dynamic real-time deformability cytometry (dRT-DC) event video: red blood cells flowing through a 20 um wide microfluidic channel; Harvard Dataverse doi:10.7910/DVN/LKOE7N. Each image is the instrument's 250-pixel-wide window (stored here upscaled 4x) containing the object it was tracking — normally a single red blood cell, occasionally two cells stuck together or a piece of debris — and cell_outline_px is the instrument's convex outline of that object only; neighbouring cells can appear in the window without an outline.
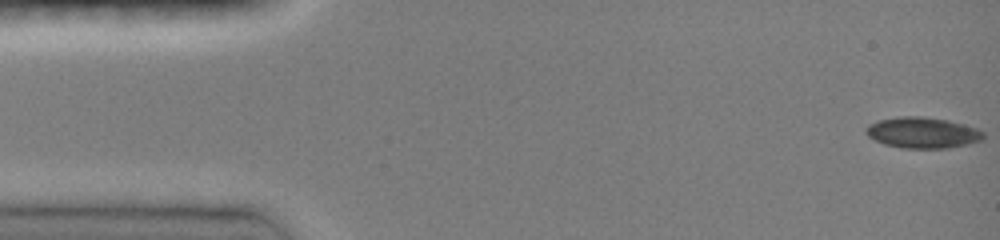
{"species": "common noctule bat (a hibernating species)", "species_latin": "Nyctalus noctula", "temperature_condition": "room temperature", "stored_images_in_passage": 46, "camera_frame_rate_fps": 3000, "um_per_image_px": 0.085, "animal": {"sex": "female", "body_mass_g": 19.0, "forearm_length_mm": 51.5}, "frame": {"image": 1, "passage_image": 1, "time_ms": 0.0, "image_size_px": [1000, 240], "cell_outline_px": [[984, 140], [968, 144], [948, 148], [900, 148], [884, 144], [868, 136], [864, 132], [864, 128], [868, 124], [876, 120], [900, 116], [920, 116], [948, 120], [964, 124], [976, 128], [984, 132]], "centroid_in_image_um": [78.4, 11.27], "position_along_channel_um": 6.6, "area_um2": 21.44}}
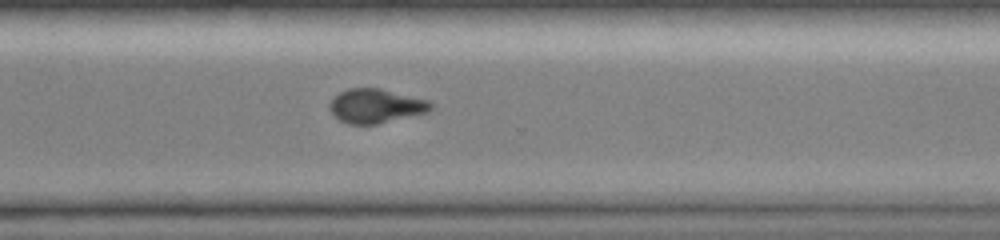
{"frame": {"image": 2, "passage_image": 34, "time_ms": 11.0, "image_size_px": [1000, 240], "cell_outline_px": [[436, 104], [428, 112], [376, 124], [348, 124], [340, 120], [328, 108], [328, 104], [340, 92], [348, 88], [380, 88], [428, 100]], "centroid_in_image_um": [31.96, 9.0], "position_along_channel_um": 338.6, "area_um2": 20.06}}
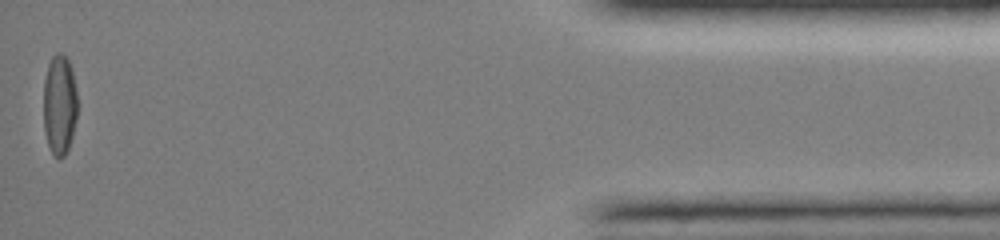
{"frame": {"image": 3, "passage_image": 46, "time_ms": 15.0, "image_size_px": [1000, 240], "cell_outline_px": [[76, 120], [72, 136], [68, 148], [64, 156], [60, 160], [52, 152], [48, 144], [44, 132], [44, 80], [48, 64], [52, 56], [56, 52], [60, 52], [68, 60], [72, 68], [76, 92]], "centroid_in_image_um": [5.05, 8.89], "position_along_channel_um": 430.1, "area_um2": 19.77}, "authors_computed_cell_mechanics": {"area_um2": 20.8947, "velocity_mm_per_s": 4.1309, "shape_relaxation_time_tau1_ms": 9.3769, "shape_relaxation_time_tau2_ms": 4.53, "deformation_change_tau1": 0.1779, "deformation_change_tau2": 0.0764}}